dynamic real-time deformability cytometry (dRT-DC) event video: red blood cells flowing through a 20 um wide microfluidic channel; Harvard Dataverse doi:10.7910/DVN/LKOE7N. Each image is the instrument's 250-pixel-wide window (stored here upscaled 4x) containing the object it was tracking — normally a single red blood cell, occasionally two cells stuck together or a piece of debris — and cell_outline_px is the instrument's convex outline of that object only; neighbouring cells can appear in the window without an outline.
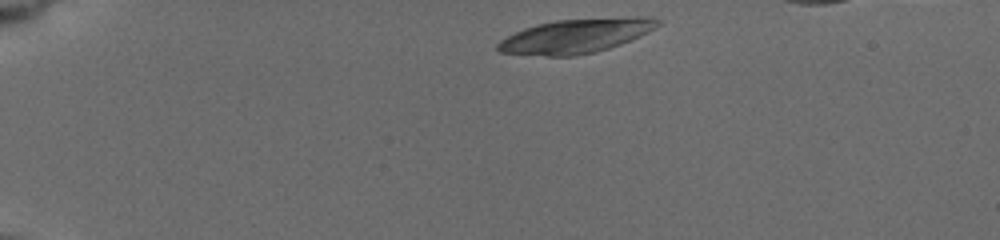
{"species": "common noctule bat (a hibernating species)", "species_latin": "Nyctalus noctula", "temperature_condition": "cold", "stored_images_in_passage": 7, "camera_frame_rate_fps": 3000, "um_per_image_px": 0.085, "animal": {"sex": "female", "body_mass_g": 19.5, "forearm_length_mm": 54.1}, "frame": {"image": 1, "passage_image": 1, "time_ms": 0.0, "image_size_px": [1000, 240], "cell_outline_px": [[660, 24], [656, 28], [640, 36], [620, 44], [596, 52], [576, 56], [548, 56], [500, 52], [496, 48], [496, 44], [500, 40], [524, 28], [536, 24], [556, 20], [636, 16], [648, 16], [660, 20]], "centroid_in_image_um": [48.98, 3.05], "position_along_channel_um": 36.0, "area_um2": 31.96}}